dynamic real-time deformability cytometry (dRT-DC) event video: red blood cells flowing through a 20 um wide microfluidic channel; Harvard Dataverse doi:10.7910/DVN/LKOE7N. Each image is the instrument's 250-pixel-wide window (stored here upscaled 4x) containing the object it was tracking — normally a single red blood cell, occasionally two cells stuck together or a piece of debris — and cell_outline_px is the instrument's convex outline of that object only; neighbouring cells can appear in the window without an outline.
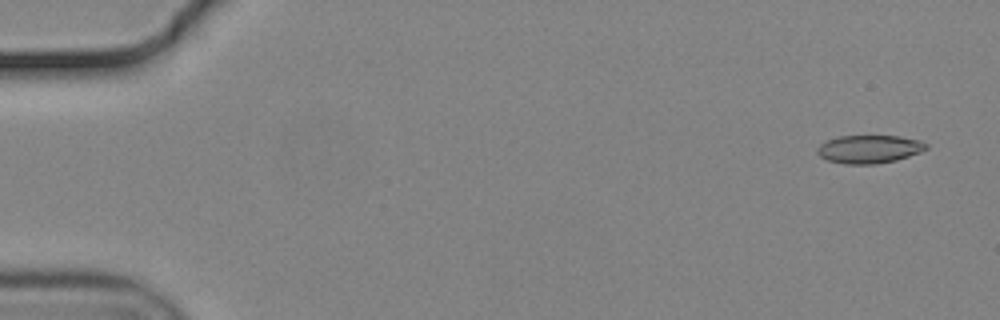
{"species": "common noctule bat (a hibernating species)", "species_latin": "Nyctalus noctula", "temperature_condition": "cold", "stored_images_in_passage": 54, "camera_frame_rate_fps": 3000, "um_per_image_px": 0.085, "animal": {"sex": "male", "body_mass_g": 19.2, "forearm_length_mm": 51.8}, "frame": {"image": 1, "passage_image": 1, "time_ms": 0.0, "image_size_px": [1000, 320], "cell_outline_px": [[928, 148], [920, 152], [896, 160], [876, 164], [844, 164], [828, 160], [820, 156], [816, 152], [816, 148], [820, 144], [828, 140], [840, 136], [900, 136], [920, 140], [928, 144]], "centroid_in_image_um": [73.89, 12.67], "position_along_channel_um": 11.1, "area_um2": 17.86}}
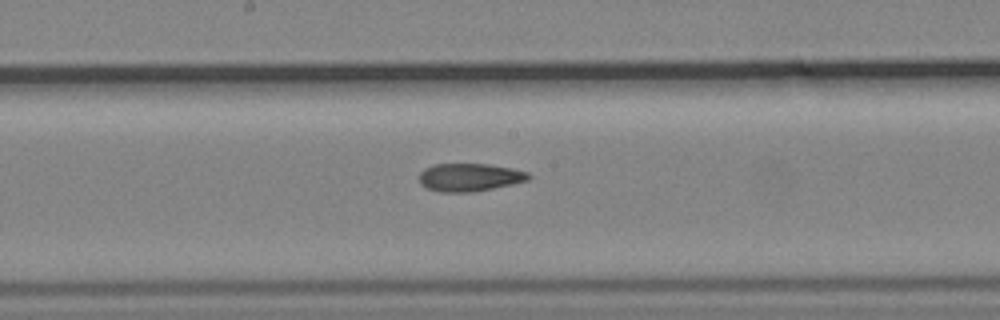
{"frame": {"image": 2, "passage_image": 28, "time_ms": 9.0, "image_size_px": [1000, 320], "cell_outline_px": [[532, 176], [528, 180], [512, 184], [472, 192], [440, 192], [428, 188], [420, 184], [420, 172], [424, 168], [432, 164], [488, 164], [512, 168], [528, 172]], "centroid_in_image_um": [39.91, 15.06], "position_along_channel_um": 208.3, "area_um2": 17.8}}
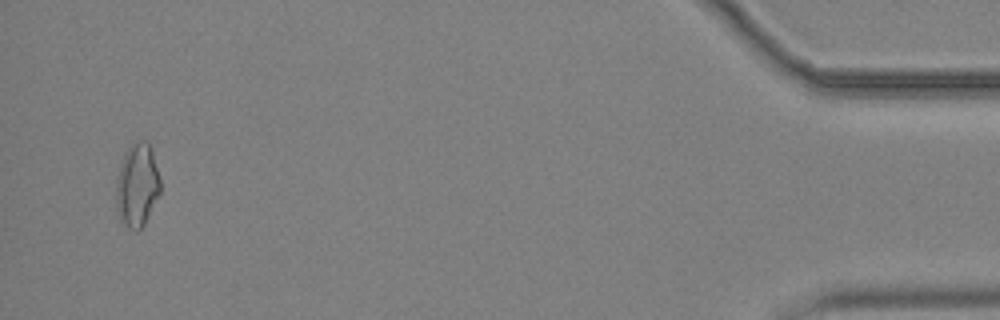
{"frame": {"image": 3, "passage_image": 52, "time_ms": 17.0, "image_size_px": [1000, 320], "cell_outline_px": [[160, 192], [144, 224], [136, 232], [128, 228], [120, 220], [116, 208], [116, 180], [120, 164], [124, 152], [136, 140], [148, 140], [152, 148], [160, 180]], "centroid_in_image_um": [11.64, 15.71], "position_along_channel_um": 423.6, "area_um2": 21.68}, "authors_computed_cell_mechanics": {"area_um2": 18.3804, "velocity_mm_per_s": 3.708, "shape_relaxation_time_tau1_ms": 9.6109, "shape_relaxation_time_tau2_ms": 4.0668, "deformation_change_tau1": 0.1818, "deformation_change_tau2": 0.1215}}